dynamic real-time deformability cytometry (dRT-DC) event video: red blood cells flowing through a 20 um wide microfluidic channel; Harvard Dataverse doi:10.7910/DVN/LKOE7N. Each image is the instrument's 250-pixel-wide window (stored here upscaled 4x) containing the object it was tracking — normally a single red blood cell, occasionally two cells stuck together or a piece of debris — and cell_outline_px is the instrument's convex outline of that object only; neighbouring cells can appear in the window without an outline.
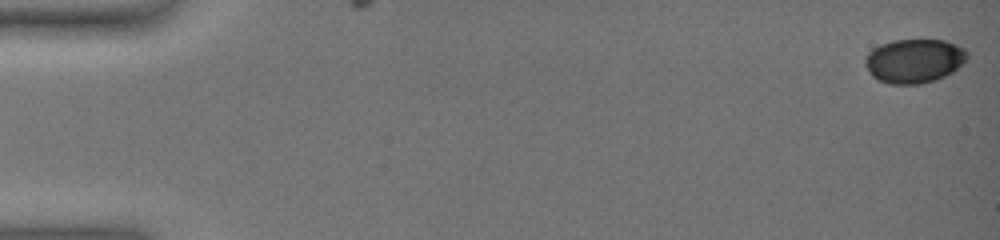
{"species": "common noctule bat (a hibernating species)", "species_latin": "Nyctalus noctula", "temperature_condition": "warm", "stored_images_in_passage": 4, "camera_frame_rate_fps": 3000, "um_per_image_px": 0.085, "animal": {"sex": "female", "body_mass_g": 19.0, "forearm_length_mm": 51.5}, "frame": {"image": 1, "passage_image": 1, "time_ms": 0.0, "image_size_px": [1000, 240], "cell_outline_px": [[968, 56], [952, 72], [936, 80], [920, 84], [888, 84], [876, 80], [872, 76], [864, 64], [864, 60], [868, 52], [872, 48], [880, 44], [892, 40], [944, 40], [956, 44], [964, 48], [968, 52]], "centroid_in_image_um": [77.66, 5.17], "position_along_channel_um": 7.3, "area_um2": 26.36}}